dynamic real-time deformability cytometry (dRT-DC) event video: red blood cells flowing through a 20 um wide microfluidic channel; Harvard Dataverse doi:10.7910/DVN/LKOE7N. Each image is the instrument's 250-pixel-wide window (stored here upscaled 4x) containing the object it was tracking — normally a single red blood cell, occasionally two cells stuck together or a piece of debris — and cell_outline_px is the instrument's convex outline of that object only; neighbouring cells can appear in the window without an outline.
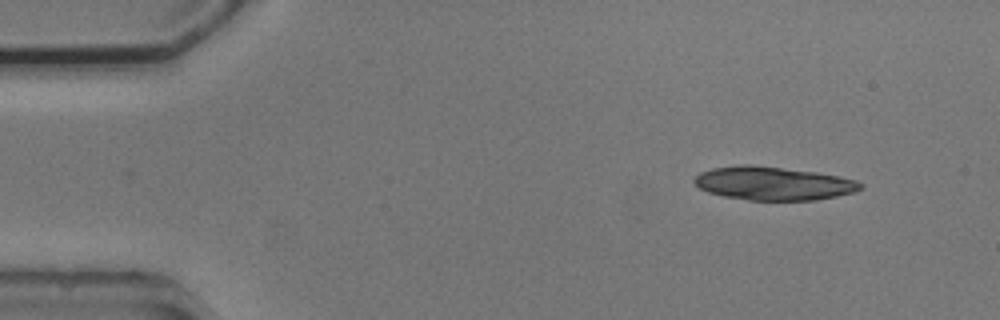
{"species": "common noctule bat (a hibernating species)", "species_latin": "Nyctalus noctula", "temperature_condition": "cold", "stored_images_in_passage": 5, "camera_frame_rate_fps": 3000, "um_per_image_px": 0.085, "animal": {"sex": "male", "body_mass_g": 20.5, "forearm_length_mm": 52.5}, "frame": {"image": 1, "passage_image": 1, "time_ms": 0.0, "image_size_px": [1000, 320], "cell_outline_px": [[864, 188], [856, 192], [816, 200], [748, 200], [724, 196], [708, 192], [700, 188], [692, 180], [700, 172], [712, 168], [736, 164], [752, 164], [816, 172], [840, 176], [856, 180], [864, 184]], "centroid_in_image_um": [65.75, 15.58], "position_along_channel_um": 19.3, "area_um2": 32.66}}